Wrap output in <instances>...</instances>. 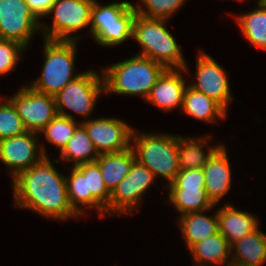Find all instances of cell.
Returning <instances> with one entry per match:
<instances>
[{
  "label": "cell",
  "mask_w": 266,
  "mask_h": 266,
  "mask_svg": "<svg viewBox=\"0 0 266 266\" xmlns=\"http://www.w3.org/2000/svg\"><path fill=\"white\" fill-rule=\"evenodd\" d=\"M77 41L44 39L45 59L41 76L28 84L33 89L56 95L74 80Z\"/></svg>",
  "instance_id": "8992f818"
},
{
  "label": "cell",
  "mask_w": 266,
  "mask_h": 266,
  "mask_svg": "<svg viewBox=\"0 0 266 266\" xmlns=\"http://www.w3.org/2000/svg\"><path fill=\"white\" fill-rule=\"evenodd\" d=\"M238 1H243L244 2V0H238ZM257 4H261V0H257Z\"/></svg>",
  "instance_id": "d590c367"
},
{
  "label": "cell",
  "mask_w": 266,
  "mask_h": 266,
  "mask_svg": "<svg viewBox=\"0 0 266 266\" xmlns=\"http://www.w3.org/2000/svg\"><path fill=\"white\" fill-rule=\"evenodd\" d=\"M33 14L40 20L46 17L56 0H25Z\"/></svg>",
  "instance_id": "d6a6232c"
},
{
  "label": "cell",
  "mask_w": 266,
  "mask_h": 266,
  "mask_svg": "<svg viewBox=\"0 0 266 266\" xmlns=\"http://www.w3.org/2000/svg\"><path fill=\"white\" fill-rule=\"evenodd\" d=\"M37 137L38 133L26 131L0 141V161L10 169L12 179L48 157L44 144L38 146Z\"/></svg>",
  "instance_id": "4fadbf2b"
},
{
  "label": "cell",
  "mask_w": 266,
  "mask_h": 266,
  "mask_svg": "<svg viewBox=\"0 0 266 266\" xmlns=\"http://www.w3.org/2000/svg\"><path fill=\"white\" fill-rule=\"evenodd\" d=\"M26 47L13 40L0 39V75L12 71Z\"/></svg>",
  "instance_id": "1f68e13d"
},
{
  "label": "cell",
  "mask_w": 266,
  "mask_h": 266,
  "mask_svg": "<svg viewBox=\"0 0 266 266\" xmlns=\"http://www.w3.org/2000/svg\"><path fill=\"white\" fill-rule=\"evenodd\" d=\"M228 266H252V265H243V264H239V263H235V262H230L228 264Z\"/></svg>",
  "instance_id": "836d02e7"
},
{
  "label": "cell",
  "mask_w": 266,
  "mask_h": 266,
  "mask_svg": "<svg viewBox=\"0 0 266 266\" xmlns=\"http://www.w3.org/2000/svg\"><path fill=\"white\" fill-rule=\"evenodd\" d=\"M132 3L114 2L107 5L94 0L90 15V31L94 41L103 47L119 45L132 38L136 12Z\"/></svg>",
  "instance_id": "5b68a950"
},
{
  "label": "cell",
  "mask_w": 266,
  "mask_h": 266,
  "mask_svg": "<svg viewBox=\"0 0 266 266\" xmlns=\"http://www.w3.org/2000/svg\"><path fill=\"white\" fill-rule=\"evenodd\" d=\"M94 0H56L48 15L53 16L52 27L41 23L40 31L44 39L77 41L75 33L90 24L91 8Z\"/></svg>",
  "instance_id": "ba28073f"
},
{
  "label": "cell",
  "mask_w": 266,
  "mask_h": 266,
  "mask_svg": "<svg viewBox=\"0 0 266 266\" xmlns=\"http://www.w3.org/2000/svg\"><path fill=\"white\" fill-rule=\"evenodd\" d=\"M231 245L228 240L220 233H216L204 240L192 245L189 252L193 256L196 265L205 264L211 266H228L231 254Z\"/></svg>",
  "instance_id": "d6986e66"
},
{
  "label": "cell",
  "mask_w": 266,
  "mask_h": 266,
  "mask_svg": "<svg viewBox=\"0 0 266 266\" xmlns=\"http://www.w3.org/2000/svg\"><path fill=\"white\" fill-rule=\"evenodd\" d=\"M196 62L197 82L189 85L219 103L227 111L228 102H232L233 98L226 71L202 51L197 56Z\"/></svg>",
  "instance_id": "9a60e30c"
},
{
  "label": "cell",
  "mask_w": 266,
  "mask_h": 266,
  "mask_svg": "<svg viewBox=\"0 0 266 266\" xmlns=\"http://www.w3.org/2000/svg\"><path fill=\"white\" fill-rule=\"evenodd\" d=\"M166 68L150 58L136 55L105 67L100 72L104 93L141 95L145 100Z\"/></svg>",
  "instance_id": "7a4b0ae2"
},
{
  "label": "cell",
  "mask_w": 266,
  "mask_h": 266,
  "mask_svg": "<svg viewBox=\"0 0 266 266\" xmlns=\"http://www.w3.org/2000/svg\"><path fill=\"white\" fill-rule=\"evenodd\" d=\"M98 157L99 154L82 124L76 128L66 147L60 153V158L70 163L73 162V167L94 162Z\"/></svg>",
  "instance_id": "484cf974"
},
{
  "label": "cell",
  "mask_w": 266,
  "mask_h": 266,
  "mask_svg": "<svg viewBox=\"0 0 266 266\" xmlns=\"http://www.w3.org/2000/svg\"><path fill=\"white\" fill-rule=\"evenodd\" d=\"M101 92H104L103 76L92 70L83 71L54 95L57 114L74 119L72 114L66 113L65 109H69L82 117H89Z\"/></svg>",
  "instance_id": "52a82bcc"
},
{
  "label": "cell",
  "mask_w": 266,
  "mask_h": 266,
  "mask_svg": "<svg viewBox=\"0 0 266 266\" xmlns=\"http://www.w3.org/2000/svg\"><path fill=\"white\" fill-rule=\"evenodd\" d=\"M182 112L208 123L226 118V110L216 101L187 84L183 96Z\"/></svg>",
  "instance_id": "44dd1931"
},
{
  "label": "cell",
  "mask_w": 266,
  "mask_h": 266,
  "mask_svg": "<svg viewBox=\"0 0 266 266\" xmlns=\"http://www.w3.org/2000/svg\"><path fill=\"white\" fill-rule=\"evenodd\" d=\"M5 101L0 100V141L27 131L13 103L8 98Z\"/></svg>",
  "instance_id": "f546056e"
},
{
  "label": "cell",
  "mask_w": 266,
  "mask_h": 266,
  "mask_svg": "<svg viewBox=\"0 0 266 266\" xmlns=\"http://www.w3.org/2000/svg\"><path fill=\"white\" fill-rule=\"evenodd\" d=\"M98 154L122 152L131 147L133 128L117 118L82 120Z\"/></svg>",
  "instance_id": "5bb4252c"
},
{
  "label": "cell",
  "mask_w": 266,
  "mask_h": 266,
  "mask_svg": "<svg viewBox=\"0 0 266 266\" xmlns=\"http://www.w3.org/2000/svg\"><path fill=\"white\" fill-rule=\"evenodd\" d=\"M41 23L25 0H0V39L28 47L32 36L40 31Z\"/></svg>",
  "instance_id": "7c38bea8"
},
{
  "label": "cell",
  "mask_w": 266,
  "mask_h": 266,
  "mask_svg": "<svg viewBox=\"0 0 266 266\" xmlns=\"http://www.w3.org/2000/svg\"><path fill=\"white\" fill-rule=\"evenodd\" d=\"M86 177L87 194L92 196L104 207L109 205L111 193L103 180L99 164L88 162L76 166Z\"/></svg>",
  "instance_id": "f1b7e54d"
},
{
  "label": "cell",
  "mask_w": 266,
  "mask_h": 266,
  "mask_svg": "<svg viewBox=\"0 0 266 266\" xmlns=\"http://www.w3.org/2000/svg\"><path fill=\"white\" fill-rule=\"evenodd\" d=\"M154 180H156L154 174L136 160L127 176L111 193L105 215L132 213L141 204L142 196Z\"/></svg>",
  "instance_id": "8fae6325"
},
{
  "label": "cell",
  "mask_w": 266,
  "mask_h": 266,
  "mask_svg": "<svg viewBox=\"0 0 266 266\" xmlns=\"http://www.w3.org/2000/svg\"><path fill=\"white\" fill-rule=\"evenodd\" d=\"M57 170L49 157H44L20 172L12 181L15 205L53 220L79 219L68 200L66 176Z\"/></svg>",
  "instance_id": "6da1fadb"
},
{
  "label": "cell",
  "mask_w": 266,
  "mask_h": 266,
  "mask_svg": "<svg viewBox=\"0 0 266 266\" xmlns=\"http://www.w3.org/2000/svg\"><path fill=\"white\" fill-rule=\"evenodd\" d=\"M184 241L189 249L192 245L219 232L217 211L207 216L201 212H191L178 219Z\"/></svg>",
  "instance_id": "cb8c5ba5"
},
{
  "label": "cell",
  "mask_w": 266,
  "mask_h": 266,
  "mask_svg": "<svg viewBox=\"0 0 266 266\" xmlns=\"http://www.w3.org/2000/svg\"><path fill=\"white\" fill-rule=\"evenodd\" d=\"M225 146H221L203 166L205 190L216 205L227 194L231 186V167Z\"/></svg>",
  "instance_id": "e0dca14e"
},
{
  "label": "cell",
  "mask_w": 266,
  "mask_h": 266,
  "mask_svg": "<svg viewBox=\"0 0 266 266\" xmlns=\"http://www.w3.org/2000/svg\"><path fill=\"white\" fill-rule=\"evenodd\" d=\"M132 131L131 145L136 160L146 166L155 177L162 176L171 184L180 171L178 161V135L135 133ZM134 145V146H133Z\"/></svg>",
  "instance_id": "277c9868"
},
{
  "label": "cell",
  "mask_w": 266,
  "mask_h": 266,
  "mask_svg": "<svg viewBox=\"0 0 266 266\" xmlns=\"http://www.w3.org/2000/svg\"><path fill=\"white\" fill-rule=\"evenodd\" d=\"M261 4L266 5V0H261Z\"/></svg>",
  "instance_id": "e575fe53"
},
{
  "label": "cell",
  "mask_w": 266,
  "mask_h": 266,
  "mask_svg": "<svg viewBox=\"0 0 266 266\" xmlns=\"http://www.w3.org/2000/svg\"><path fill=\"white\" fill-rule=\"evenodd\" d=\"M169 188V201L181 216L191 212L211 210L215 206L205 190L203 168L180 170Z\"/></svg>",
  "instance_id": "9c48e42d"
},
{
  "label": "cell",
  "mask_w": 266,
  "mask_h": 266,
  "mask_svg": "<svg viewBox=\"0 0 266 266\" xmlns=\"http://www.w3.org/2000/svg\"><path fill=\"white\" fill-rule=\"evenodd\" d=\"M165 19L146 18L136 14L132 38L142 47L139 56L147 57L166 69H185L187 65L180 46L165 26Z\"/></svg>",
  "instance_id": "3957f363"
},
{
  "label": "cell",
  "mask_w": 266,
  "mask_h": 266,
  "mask_svg": "<svg viewBox=\"0 0 266 266\" xmlns=\"http://www.w3.org/2000/svg\"><path fill=\"white\" fill-rule=\"evenodd\" d=\"M230 249L231 262L261 266L266 262V234L257 229L231 244Z\"/></svg>",
  "instance_id": "603a6c76"
},
{
  "label": "cell",
  "mask_w": 266,
  "mask_h": 266,
  "mask_svg": "<svg viewBox=\"0 0 266 266\" xmlns=\"http://www.w3.org/2000/svg\"><path fill=\"white\" fill-rule=\"evenodd\" d=\"M8 99L15 106L27 131L40 134L57 115L54 96L37 91L28 84Z\"/></svg>",
  "instance_id": "30bf717a"
},
{
  "label": "cell",
  "mask_w": 266,
  "mask_h": 266,
  "mask_svg": "<svg viewBox=\"0 0 266 266\" xmlns=\"http://www.w3.org/2000/svg\"><path fill=\"white\" fill-rule=\"evenodd\" d=\"M258 7L249 13L236 16V22L246 39L255 48L266 50V5Z\"/></svg>",
  "instance_id": "4316f807"
},
{
  "label": "cell",
  "mask_w": 266,
  "mask_h": 266,
  "mask_svg": "<svg viewBox=\"0 0 266 266\" xmlns=\"http://www.w3.org/2000/svg\"><path fill=\"white\" fill-rule=\"evenodd\" d=\"M207 136L204 137H183L178 136V161L180 170L203 168L211 156L222 146H207ZM206 141V142H205ZM208 148L204 152L203 148Z\"/></svg>",
  "instance_id": "7402d4cb"
},
{
  "label": "cell",
  "mask_w": 266,
  "mask_h": 266,
  "mask_svg": "<svg viewBox=\"0 0 266 266\" xmlns=\"http://www.w3.org/2000/svg\"><path fill=\"white\" fill-rule=\"evenodd\" d=\"M186 0H141L142 5H132L135 12L146 18L165 19L177 12Z\"/></svg>",
  "instance_id": "4dcf8cb0"
},
{
  "label": "cell",
  "mask_w": 266,
  "mask_h": 266,
  "mask_svg": "<svg viewBox=\"0 0 266 266\" xmlns=\"http://www.w3.org/2000/svg\"><path fill=\"white\" fill-rule=\"evenodd\" d=\"M99 164V168L110 193L117 185L127 176L136 156L132 147L117 153L99 154L95 160Z\"/></svg>",
  "instance_id": "ffe728a7"
},
{
  "label": "cell",
  "mask_w": 266,
  "mask_h": 266,
  "mask_svg": "<svg viewBox=\"0 0 266 266\" xmlns=\"http://www.w3.org/2000/svg\"><path fill=\"white\" fill-rule=\"evenodd\" d=\"M217 218L219 232L230 245L258 229L259 223L254 215L237 210L229 203L217 210Z\"/></svg>",
  "instance_id": "ac0fdd59"
},
{
  "label": "cell",
  "mask_w": 266,
  "mask_h": 266,
  "mask_svg": "<svg viewBox=\"0 0 266 266\" xmlns=\"http://www.w3.org/2000/svg\"><path fill=\"white\" fill-rule=\"evenodd\" d=\"M67 186V195L72 209L81 217L84 214L83 207L97 209L100 217H105V208L92 196L87 194V185L85 175L77 168H71L69 177H65ZM81 204V206L79 205Z\"/></svg>",
  "instance_id": "d4e9b609"
},
{
  "label": "cell",
  "mask_w": 266,
  "mask_h": 266,
  "mask_svg": "<svg viewBox=\"0 0 266 266\" xmlns=\"http://www.w3.org/2000/svg\"><path fill=\"white\" fill-rule=\"evenodd\" d=\"M185 69H166L151 88L146 101L163 111L182 108L183 96L187 83L183 78Z\"/></svg>",
  "instance_id": "2e32d148"
},
{
  "label": "cell",
  "mask_w": 266,
  "mask_h": 266,
  "mask_svg": "<svg viewBox=\"0 0 266 266\" xmlns=\"http://www.w3.org/2000/svg\"><path fill=\"white\" fill-rule=\"evenodd\" d=\"M80 124L81 122L76 124L73 118L57 114L40 132L44 134L48 143L59 148L61 153Z\"/></svg>",
  "instance_id": "83f0119b"
}]
</instances>
